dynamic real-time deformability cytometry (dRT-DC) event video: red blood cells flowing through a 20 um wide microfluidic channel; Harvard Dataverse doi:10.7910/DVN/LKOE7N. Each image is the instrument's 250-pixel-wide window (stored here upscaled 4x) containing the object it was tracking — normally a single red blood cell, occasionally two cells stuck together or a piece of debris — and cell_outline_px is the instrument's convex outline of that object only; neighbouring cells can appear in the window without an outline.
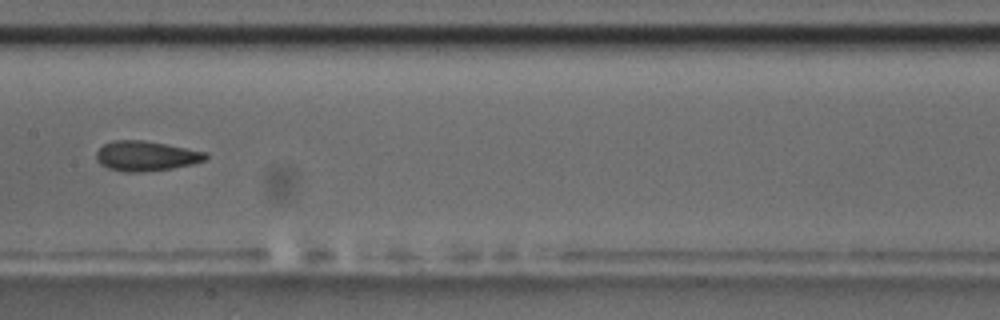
{"species": "common noctule bat (a hibernating species)", "species_latin": "Nyctalus noctula", "temperature_condition": "room temperature", "stored_images_in_passage": 9, "camera_frame_rate_fps": 3000, "um_per_image_px": 0.085, "animal": {"sex": "male", "body_mass_g": 17.5, "forearm_length_mm": 52.3}, "frame": {"image": 1, "passage_image": 8, "time_ms": 9.0, "image_size_px": [1000, 320], "cell_outline_px": [[208, 156], [204, 160], [192, 164], [172, 168], [140, 172], [120, 172], [108, 168], [100, 164], [96, 160], [96, 152], [104, 144], [112, 140], [144, 140], [208, 152]], "centroid_in_image_um": [12.38, 13.26], "position_along_channel_um": 195.0, "area_um2": 19.13}}